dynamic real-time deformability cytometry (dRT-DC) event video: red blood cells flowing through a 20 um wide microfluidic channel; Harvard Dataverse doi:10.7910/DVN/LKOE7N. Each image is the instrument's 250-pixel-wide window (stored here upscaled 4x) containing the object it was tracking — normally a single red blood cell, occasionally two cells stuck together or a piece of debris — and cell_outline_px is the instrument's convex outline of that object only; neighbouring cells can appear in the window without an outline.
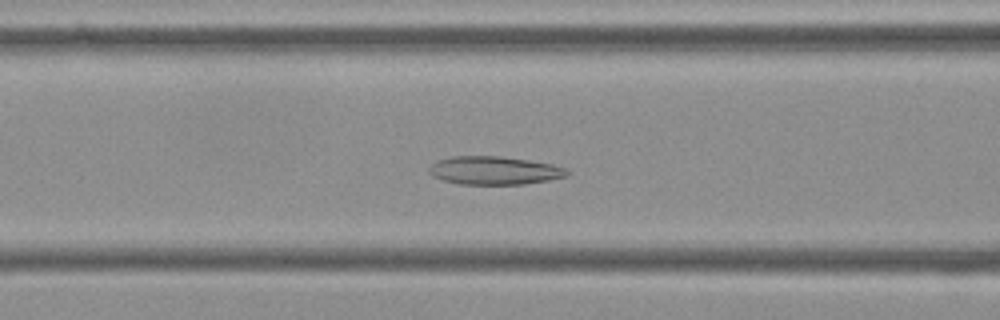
{"species": "Egyptian fruit bat (a non-hibernating species)", "species_latin": "Rousettus aegyptiacus", "temperature_condition": "cold", "stored_images_in_passage": 57, "camera_frame_rate_fps": 3000, "um_per_image_px": 0.085, "frame": {"image": 1, "passage_image": 23, "time_ms": 7.333, "image_size_px": [1000, 320], "cell_outline_px": [[572, 172], [568, 176], [548, 180], [524, 184], [460, 184], [444, 180], [432, 176], [428, 172], [428, 168], [436, 160], [452, 156], [500, 156], [528, 160], [552, 164], [564, 168]], "centroid_in_image_um": [42.01, 14.49], "position_along_channel_um": 124.6, "area_um2": 22.77}}
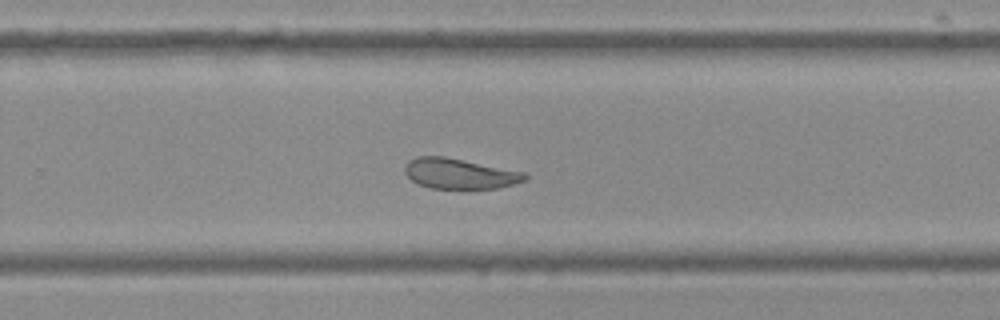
{"frame": {"image": 2, "passage_image": 37, "time_ms": 12.0, "image_size_px": [1000, 320], "cell_outline_px": [[528, 180], [496, 188], [432, 188], [416, 184], [404, 172], [404, 164], [408, 160], [416, 156], [444, 156], [524, 172], [528, 176]], "centroid_in_image_um": [39.02, 14.75], "position_along_channel_um": 290.8, "area_um2": 21.21}}
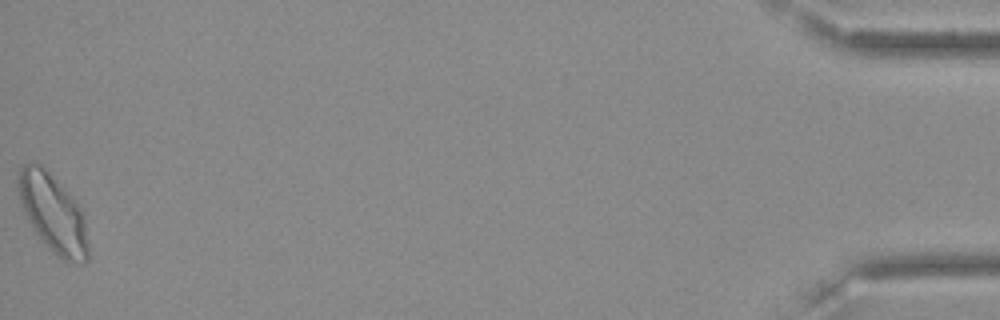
{"frame": {"image": 3, "passage_image": 57, "time_ms": 18.667, "image_size_px": [1000, 320], "cell_outline_px": [[88, 260], [84, 264], [80, 264], [64, 260], [52, 252], [32, 228], [20, 204], [16, 188], [16, 176], [20, 168], [28, 160], [36, 160], [44, 168], [76, 204], [84, 216], [88, 244]], "centroid_in_image_um": [4.44, 18.13], "position_along_channel_um": 430.8, "area_um2": 31.79}, "authors_computed_cell_mechanics": {"area_um2": 24.3916, "velocity_mm_per_s": 3.5674, "shape_relaxation_time_tau1_ms": null, "shape_relaxation_time_tau2_ms": 2.306, "deformation_change_tau1": null, "deformation_change_tau2": 0.0879}}